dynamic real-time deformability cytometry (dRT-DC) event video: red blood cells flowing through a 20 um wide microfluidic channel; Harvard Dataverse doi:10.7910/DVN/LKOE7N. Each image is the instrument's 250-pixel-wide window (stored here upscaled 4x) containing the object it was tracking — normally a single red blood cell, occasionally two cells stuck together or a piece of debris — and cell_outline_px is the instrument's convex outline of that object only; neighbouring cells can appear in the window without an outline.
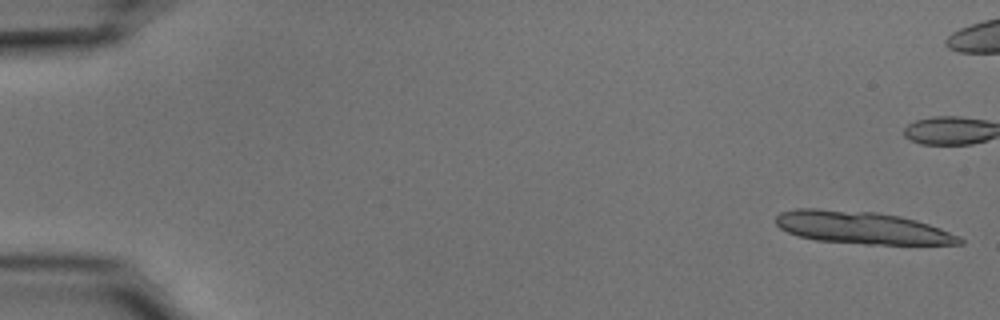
{"species": "common noctule bat (a hibernating species)", "species_latin": "Nyctalus noctula", "temperature_condition": "cold", "stored_images_in_passage": 15, "camera_frame_rate_fps": 3000, "um_per_image_px": 0.085, "animal": {"sex": "male", "body_mass_g": 15.6}, "frame": {"image": 1, "passage_image": 1, "time_ms": 0.0, "image_size_px": [1000, 320], "cell_outline_px": [[964, 244], [864, 244], [816, 240], [800, 236], [788, 232], [780, 228], [776, 224], [776, 216], [780, 212], [796, 208], [816, 208], [876, 212], [900, 216], [916, 220], [940, 228], [960, 236], [964, 240]], "centroid_in_image_um": [73.25, 19.34], "position_along_channel_um": 11.7, "area_um2": 34.74}}